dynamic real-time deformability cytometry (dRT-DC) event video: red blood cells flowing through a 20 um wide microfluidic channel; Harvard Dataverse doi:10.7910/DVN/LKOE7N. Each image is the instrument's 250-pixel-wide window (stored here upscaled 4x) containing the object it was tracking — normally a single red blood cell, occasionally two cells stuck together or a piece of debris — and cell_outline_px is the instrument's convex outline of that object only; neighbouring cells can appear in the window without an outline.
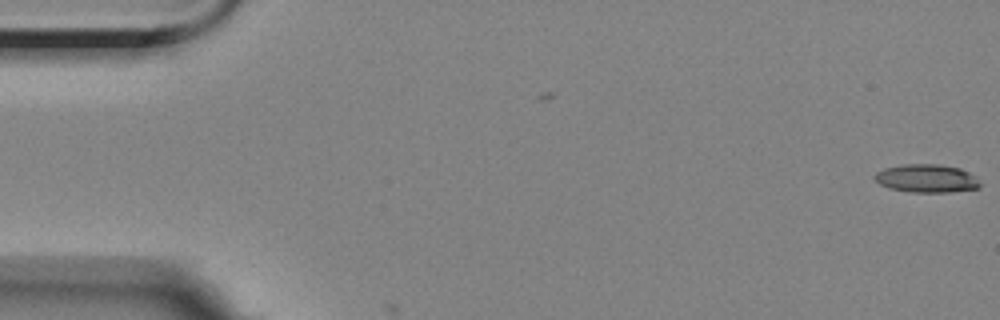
{"species": "Egyptian fruit bat (a non-hibernating species)", "species_latin": "Rousettus aegyptiacus", "temperature_condition": "room temperature", "stored_images_in_passage": 3, "camera_frame_rate_fps": 3000, "um_per_image_px": 0.085, "animal": {"sex": "female"}, "frame": {"image": 1, "passage_image": 1, "time_ms": 0.0, "image_size_px": [1000, 320], "cell_outline_px": [[980, 188], [948, 192], [912, 192], [888, 188], [880, 184], [872, 176], [876, 172], [884, 168], [904, 164], [940, 164], [960, 168], [976, 176], [980, 184]], "centroid_in_image_um": [78.76, 15.16], "position_along_channel_um": 6.2, "area_um2": 17.4}}